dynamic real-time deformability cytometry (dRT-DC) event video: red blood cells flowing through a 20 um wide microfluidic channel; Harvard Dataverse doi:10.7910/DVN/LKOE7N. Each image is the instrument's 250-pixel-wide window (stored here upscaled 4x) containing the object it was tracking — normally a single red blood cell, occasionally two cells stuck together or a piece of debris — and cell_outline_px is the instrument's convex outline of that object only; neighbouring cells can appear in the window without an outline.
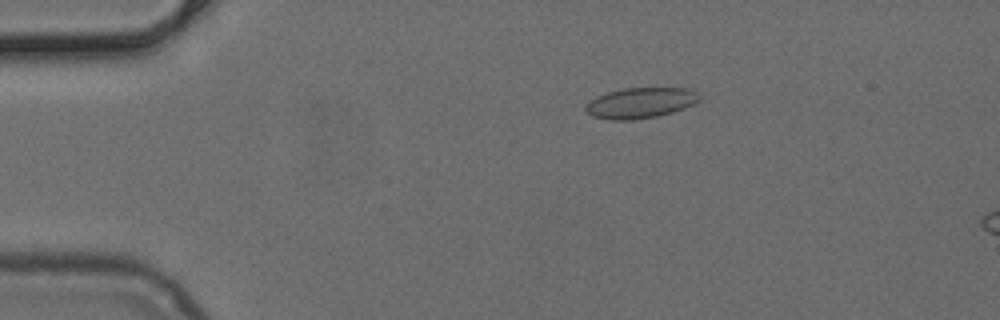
{"species": "common noctule bat (a hibernating species)", "species_latin": "Nyctalus noctula", "temperature_condition": "cold", "stored_images_in_passage": 16, "camera_frame_rate_fps": 3000, "um_per_image_px": 0.085, "animal": {"sex": "female", "body_mass_g": 24.6, "forearm_length_mm": 56.2}, "frame": {"image": 1, "passage_image": 10, "time_ms": 3.0, "image_size_px": [1000, 320], "cell_outline_px": [[700, 100], [684, 108], [672, 112], [656, 116], [632, 120], [608, 120], [592, 116], [584, 108], [596, 96], [608, 92], [624, 88], [688, 88], [696, 92], [700, 96]], "centroid_in_image_um": [54.44, 8.75], "position_along_channel_um": 30.6, "area_um2": 20.11}}